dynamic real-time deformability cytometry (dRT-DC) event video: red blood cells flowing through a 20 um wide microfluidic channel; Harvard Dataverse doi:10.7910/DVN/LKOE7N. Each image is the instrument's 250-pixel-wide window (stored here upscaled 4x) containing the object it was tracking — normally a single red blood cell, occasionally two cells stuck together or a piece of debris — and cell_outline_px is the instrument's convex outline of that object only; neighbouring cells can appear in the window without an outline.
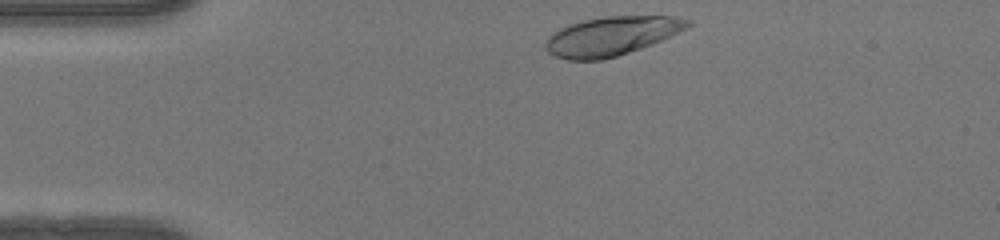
{"species": "human", "species_latin": "Homo sapiens", "temperature_condition": "warm", "stored_images_in_passage": 32, "camera_frame_rate_fps": 3000, "um_per_image_px": 0.085, "donor": {"sex": "female"}, "frame": {"image": 1, "passage_image": 1, "time_ms": 0.0, "image_size_px": [1000, 240], "cell_outline_px": [[692, 24], [688, 28], [652, 44], [616, 56], [600, 60], [568, 60], [556, 56], [548, 52], [544, 48], [544, 40], [552, 32], [568, 24], [584, 20], [604, 16], [676, 16], [692, 20]], "centroid_in_image_um": [51.96, 3.05], "position_along_channel_um": 33.0, "area_um2": 32.43}}
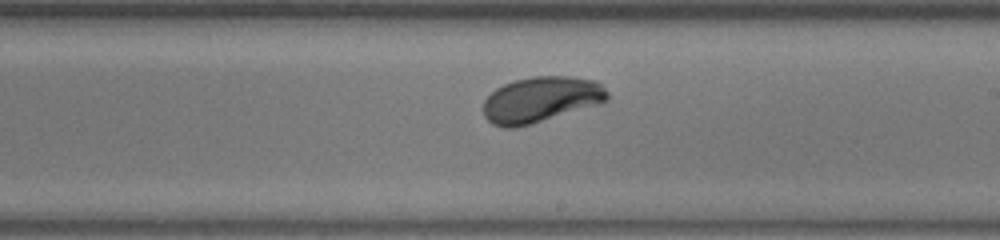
{"frame": {"image": 2, "passage_image": 20, "time_ms": 6.333, "image_size_px": [1000, 240], "cell_outline_px": [[608, 100], [600, 104], [532, 124], [516, 128], [504, 128], [492, 124], [484, 116], [484, 100], [496, 88], [504, 84], [516, 80], [532, 76], [568, 76], [596, 80], [608, 92]], "centroid_in_image_um": [45.98, 8.47], "position_along_channel_um": 243.0, "area_um2": 33.18}}
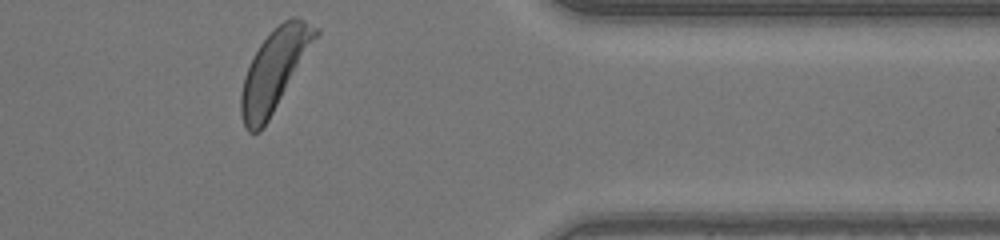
{"frame": {"image": 3, "passage_image": 32, "time_ms": 10.333, "image_size_px": [1000, 240], "cell_outline_px": [[320, 32], [268, 120], [260, 132], [248, 132], [244, 128], [240, 112], [240, 96], [244, 76], [260, 44], [284, 20], [292, 16], [296, 16], [320, 28]], "centroid_in_image_um": [23.31, 5.97], "position_along_channel_um": 388.1, "area_um2": 34.22}, "authors_computed_cell_mechanics": {"area_um2": 32.9171, "velocity_mm_per_s": 4.1083, "shape_relaxation_time_tau1_ms": 2.2024, "shape_relaxation_time_tau2_ms": null, "deformation_change_tau1": 0.1854, "deformation_change_tau2": null}}